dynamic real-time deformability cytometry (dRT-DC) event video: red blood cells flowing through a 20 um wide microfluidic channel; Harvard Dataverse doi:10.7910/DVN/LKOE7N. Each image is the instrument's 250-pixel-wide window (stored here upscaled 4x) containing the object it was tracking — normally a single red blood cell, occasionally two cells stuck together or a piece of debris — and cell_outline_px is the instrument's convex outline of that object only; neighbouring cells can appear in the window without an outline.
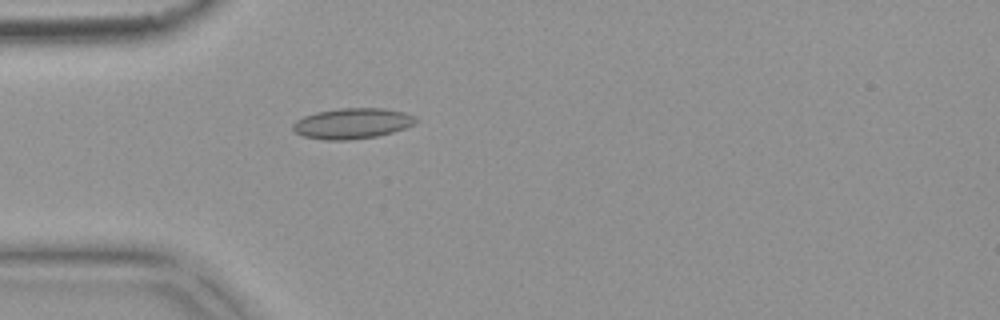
{"species": "common noctule bat (a hibernating species)", "species_latin": "Nyctalus noctula", "temperature_condition": "warm", "stored_images_in_passage": 4, "camera_frame_rate_fps": 3000, "um_per_image_px": 0.085, "animal": {"sex": "female", "body_mass_g": 18.4}, "frame": {"image": 1, "passage_image": 4, "time_ms": 1.0, "image_size_px": [1000, 320], "cell_outline_px": [[420, 120], [404, 128], [392, 132], [376, 136], [348, 140], [324, 140], [304, 136], [296, 132], [292, 128], [292, 124], [296, 120], [304, 116], [316, 112], [340, 108], [384, 108], [404, 112], [416, 116]], "centroid_in_image_um": [29.95, 10.48], "position_along_channel_um": 55.1, "area_um2": 21.91}}